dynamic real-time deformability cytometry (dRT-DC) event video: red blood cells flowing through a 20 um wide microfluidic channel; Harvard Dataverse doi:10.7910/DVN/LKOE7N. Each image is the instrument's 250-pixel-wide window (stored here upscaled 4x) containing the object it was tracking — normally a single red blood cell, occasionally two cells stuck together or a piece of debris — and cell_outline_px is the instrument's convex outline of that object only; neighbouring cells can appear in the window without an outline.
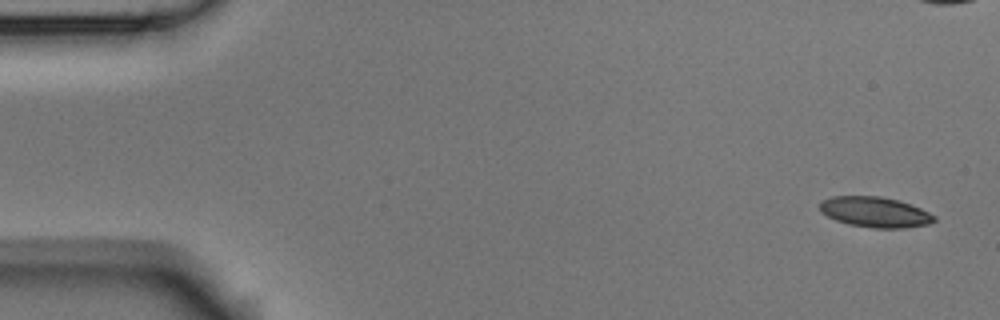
{"species": "Egyptian fruit bat (a non-hibernating species)", "species_latin": "Rousettus aegyptiacus", "temperature_condition": "room temperature", "stored_images_in_passage": 5, "camera_frame_rate_fps": 3000, "um_per_image_px": 0.085, "animal": {"sex": "male"}, "frame": {"image": 1, "passage_image": 1, "time_ms": 0.0, "image_size_px": [1000, 320], "cell_outline_px": [[936, 220], [928, 224], [904, 228], [872, 228], [848, 224], [836, 220], [820, 212], [820, 204], [824, 200], [832, 196], [880, 196], [896, 200], [920, 208], [936, 216]], "centroid_in_image_um": [74.37, 18.03], "position_along_channel_um": 10.6, "area_um2": 20.11}}